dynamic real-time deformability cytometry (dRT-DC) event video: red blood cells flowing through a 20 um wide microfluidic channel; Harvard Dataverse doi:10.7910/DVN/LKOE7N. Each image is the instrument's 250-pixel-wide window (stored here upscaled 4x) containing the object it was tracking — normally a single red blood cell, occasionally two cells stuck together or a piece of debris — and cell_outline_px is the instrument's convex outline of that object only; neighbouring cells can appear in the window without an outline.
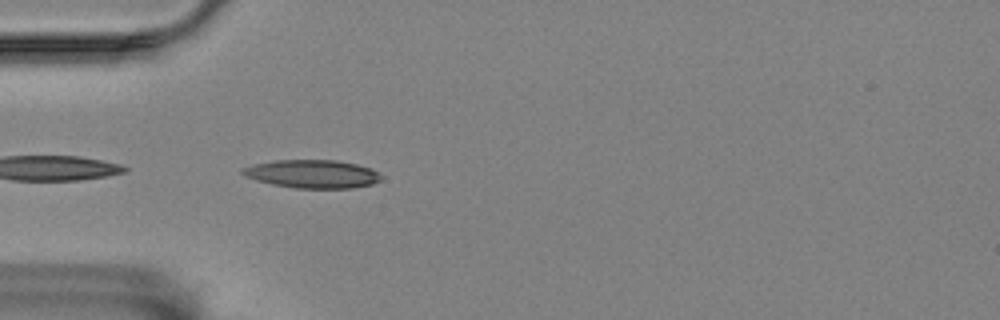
{"species": "Egyptian fruit bat (a non-hibernating species)", "species_latin": "Rousettus aegyptiacus", "temperature_condition": "room temperature", "stored_images_in_passage": 40, "camera_frame_rate_fps": 3000, "um_per_image_px": 0.085, "animal": {"sex": "female"}, "frame": {"image": 1, "passage_image": 1, "time_ms": 0.0, "image_size_px": [1000, 320], "cell_outline_px": [[384, 176], [380, 180], [372, 184], [352, 188], [296, 188], [272, 184], [256, 180], [244, 176], [240, 172], [240, 168], [252, 164], [276, 160], [336, 160], [356, 164], [372, 168]], "centroid_in_image_um": [26.54, 14.78], "position_along_channel_um": 58.5, "area_um2": 23.0}}
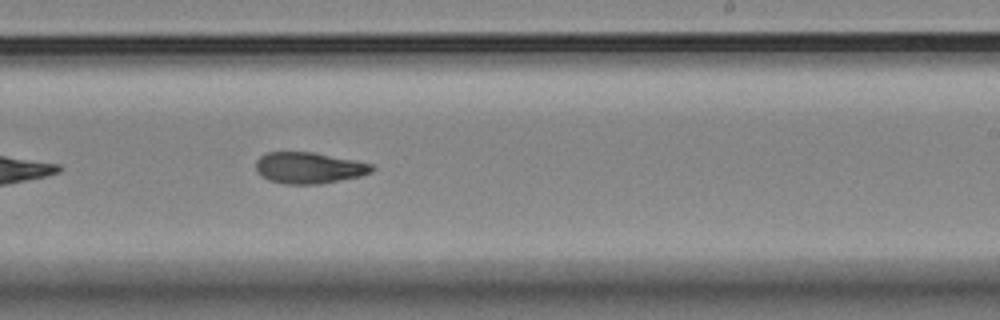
{"frame": {"image": 2, "passage_image": 19, "time_ms": 6.0, "image_size_px": [1000, 320], "cell_outline_px": [[376, 168], [372, 172], [360, 176], [320, 184], [284, 184], [268, 180], [260, 176], [256, 172], [256, 160], [260, 156], [268, 152], [312, 152], [372, 164]], "centroid_in_image_um": [26.22, 14.28], "position_along_channel_um": 262.8, "area_um2": 21.15}}
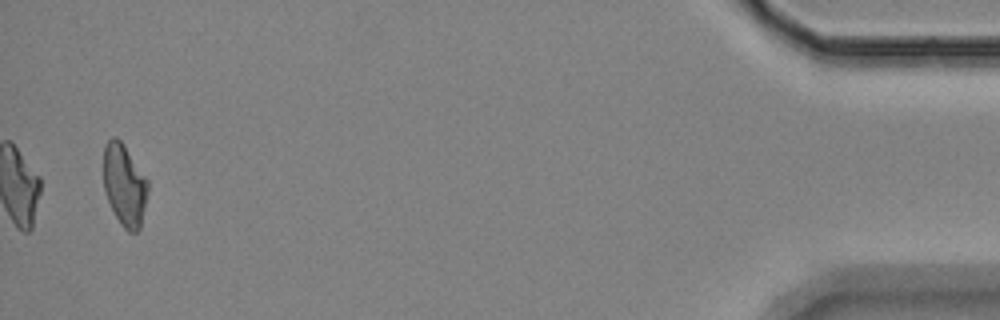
{"frame": {"image": 3, "passage_image": 40, "time_ms": 13.0, "image_size_px": [1000, 320], "cell_outline_px": [[148, 192], [140, 228], [136, 232], [128, 232], [120, 224], [104, 192], [104, 144], [112, 136], [116, 136], [124, 144], [148, 180]], "centroid_in_image_um": [10.58, 15.71], "position_along_channel_um": 424.6, "area_um2": 21.21}, "authors_computed_cell_mechanics": {"area_um2": 21.2704, "velocity_mm_per_s": 3.4631, "shape_relaxation_time_tau1_ms": null, "shape_relaxation_time_tau2_ms": 4.1252, "deformation_change_tau1": null, "deformation_change_tau2": 0.116}}